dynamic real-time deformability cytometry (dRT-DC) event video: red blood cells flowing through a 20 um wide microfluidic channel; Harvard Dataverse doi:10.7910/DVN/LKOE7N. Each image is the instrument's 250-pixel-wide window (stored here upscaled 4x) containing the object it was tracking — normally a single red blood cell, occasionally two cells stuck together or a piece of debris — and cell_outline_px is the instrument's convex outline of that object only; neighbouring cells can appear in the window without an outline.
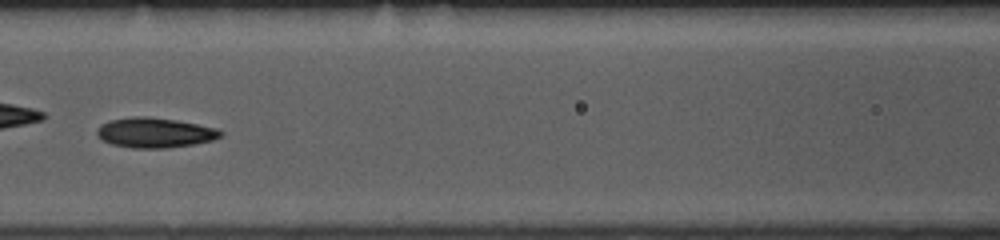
{"species": "common noctule bat (a hibernating species)", "species_latin": "Nyctalus noctula", "temperature_condition": "room temperature", "stored_images_in_passage": 50, "camera_frame_rate_fps": 3000, "um_per_image_px": 0.085, "animal": {"sex": "female", "body_mass_g": 10.0, "forearm_length_mm": 53.1}, "frame": {"image": 1, "passage_image": 22, "time_ms": 7.0, "image_size_px": [1000, 240], "cell_outline_px": [[224, 136], [212, 140], [192, 144], [164, 148], [132, 148], [112, 144], [100, 140], [96, 132], [100, 124], [108, 120], [132, 116], [148, 116], [176, 120], [216, 128], [224, 132]], "centroid_in_image_um": [13.13, 11.27], "position_along_channel_um": 153.5, "area_um2": 21.73}, "authors_computed_cell_mechanics": {"area_um2": 20.4901, "velocity_mm_per_s": 3.8425, "shape_relaxation_time_tau1_ms": 2.4075, "shape_relaxation_time_tau2_ms": 2.9256, "deformation_change_tau1": 0.131, "deformation_change_tau2": 0.0987}}